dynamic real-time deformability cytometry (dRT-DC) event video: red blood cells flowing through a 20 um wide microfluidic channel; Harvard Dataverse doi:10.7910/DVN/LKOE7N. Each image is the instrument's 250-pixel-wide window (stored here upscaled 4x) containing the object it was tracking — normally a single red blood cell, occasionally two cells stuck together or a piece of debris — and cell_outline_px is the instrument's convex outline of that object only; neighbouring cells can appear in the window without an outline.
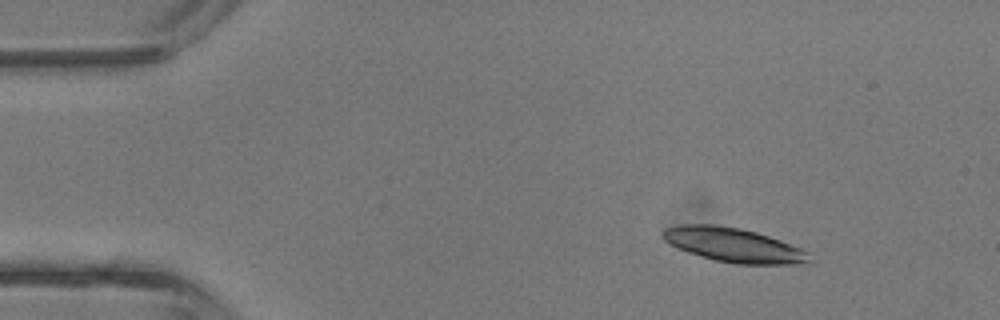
{"species": "common noctule bat (a hibernating species)", "species_latin": "Nyctalus noctula", "temperature_condition": "room temperature", "stored_images_in_passage": 6, "camera_frame_rate_fps": 3000, "um_per_image_px": 0.085, "animal": {"sex": "male", "body_mass_g": 13.3}, "frame": {"image": 1, "passage_image": 6, "time_ms": 1.667, "image_size_px": [1000, 320], "cell_outline_px": [[812, 264], [736, 264], [716, 260], [688, 252], [676, 248], [668, 244], [660, 236], [660, 232], [664, 228], [680, 224], [712, 224], [740, 228], [756, 232], [780, 240], [800, 248], [808, 252]], "centroid_in_image_um": [62.31, 20.82], "position_along_channel_um": 22.7, "area_um2": 29.42}}